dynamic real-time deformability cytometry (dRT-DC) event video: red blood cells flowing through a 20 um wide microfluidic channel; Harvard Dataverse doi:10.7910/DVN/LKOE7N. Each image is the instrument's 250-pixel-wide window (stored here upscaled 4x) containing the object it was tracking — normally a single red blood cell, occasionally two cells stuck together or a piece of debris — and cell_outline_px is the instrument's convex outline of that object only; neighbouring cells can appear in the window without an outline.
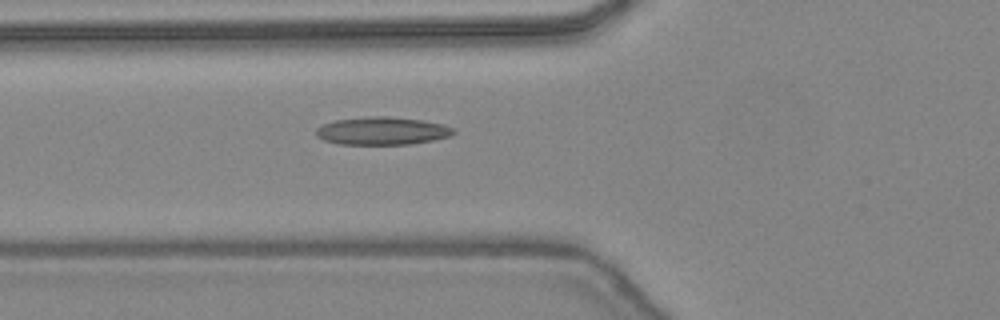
{"species": "common noctule bat (a hibernating species)", "species_latin": "Nyctalus noctula", "temperature_condition": "warm", "stored_images_in_passage": 30, "camera_frame_rate_fps": 3000, "um_per_image_px": 0.085, "animal": {"sex": "female", "body_mass_g": 24.6, "forearm_length_mm": 56.2}, "frame": {"image": 1, "passage_image": 2, "time_ms": 0.333, "image_size_px": [1000, 320], "cell_outline_px": [[456, 132], [452, 136], [432, 140], [408, 144], [340, 144], [324, 140], [316, 136], [316, 128], [324, 124], [336, 120], [368, 116], [384, 116], [420, 120], [444, 124], [452, 128]], "centroid_in_image_um": [32.49, 11.12], "position_along_channel_um": 93.3, "area_um2": 22.14}}
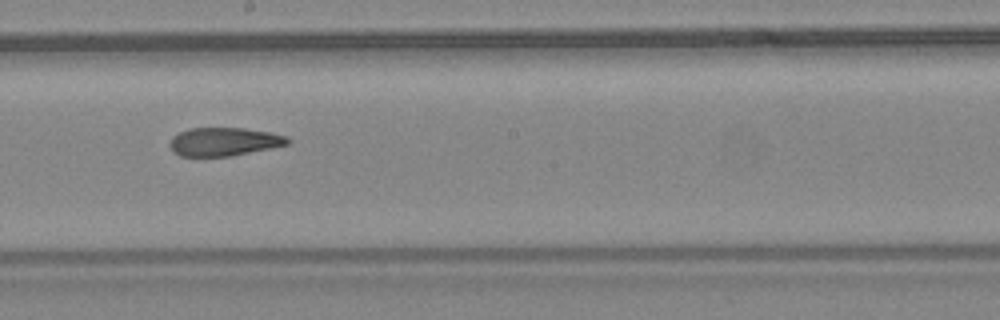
{"frame": {"image": 2, "passage_image": 11, "time_ms": 3.333, "image_size_px": [1000, 320], "cell_outline_px": [[292, 140], [288, 144], [232, 156], [180, 156], [172, 152], [168, 144], [172, 136], [188, 128], [244, 128], [272, 132], [288, 136]], "centroid_in_image_um": [19.03, 12.04], "position_along_channel_um": 229.2, "area_um2": 19.71}}
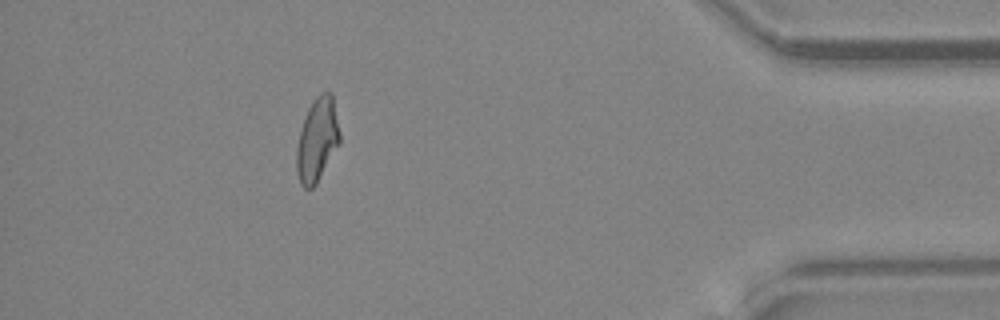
{"frame": {"image": 3, "passage_image": 26, "time_ms": 8.333, "image_size_px": [1000, 320], "cell_outline_px": [[340, 140], [316, 184], [312, 188], [304, 188], [300, 184], [296, 172], [296, 148], [304, 116], [312, 100], [320, 92], [332, 92], [340, 132]], "centroid_in_image_um": [26.94, 11.85], "position_along_channel_um": 408.3, "area_um2": 20.98}}